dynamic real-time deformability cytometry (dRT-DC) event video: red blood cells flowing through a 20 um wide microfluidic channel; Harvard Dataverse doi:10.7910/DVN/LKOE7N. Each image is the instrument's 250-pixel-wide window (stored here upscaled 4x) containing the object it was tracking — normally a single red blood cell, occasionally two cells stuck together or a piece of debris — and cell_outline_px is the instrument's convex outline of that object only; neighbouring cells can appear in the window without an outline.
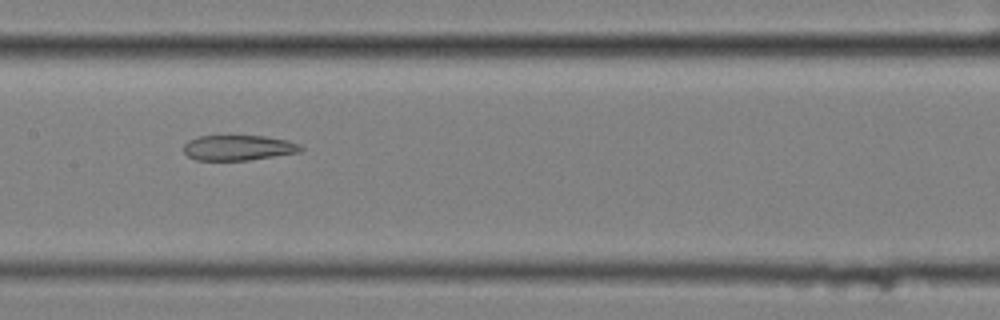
{"species": "common noctule bat (a hibernating species)", "species_latin": "Nyctalus noctula", "temperature_condition": "cold", "stored_images_in_passage": 11, "camera_frame_rate_fps": 3000, "um_per_image_px": 0.085, "animal": {"sex": "female", "body_mass_g": 25.1}, "frame": {"image": 1, "passage_image": 8, "time_ms": 2.333, "image_size_px": [1000, 320], "cell_outline_px": [[304, 148], [300, 152], [248, 160], [196, 160], [188, 156], [184, 152], [184, 144], [188, 140], [196, 136], [264, 136], [288, 140], [300, 144]], "centroid_in_image_um": [20.26, 12.55], "position_along_channel_um": 187.1, "area_um2": 17.28}}
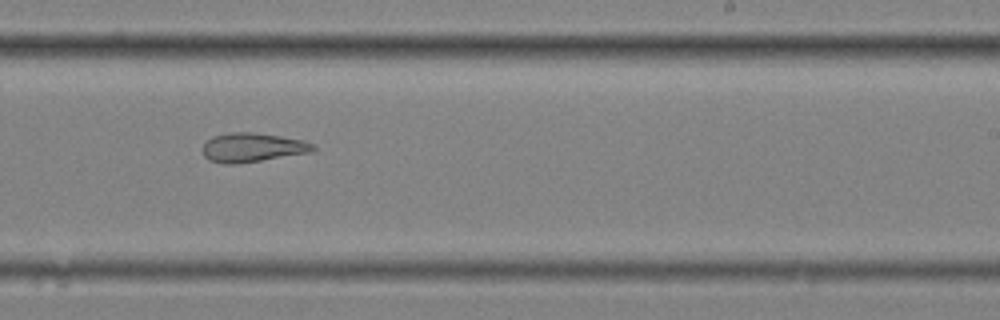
{"frame": {"image": 2, "passage_image": 10, "time_ms": 3.0, "image_size_px": [1000, 320], "cell_outline_px": [[316, 148], [312, 152], [236, 164], [224, 164], [208, 160], [204, 156], [204, 144], [212, 136], [228, 132], [252, 132], [280, 136], [304, 140], [316, 144]], "centroid_in_image_um": [21.48, 12.53], "position_along_channel_um": 267.5, "area_um2": 18.79}}
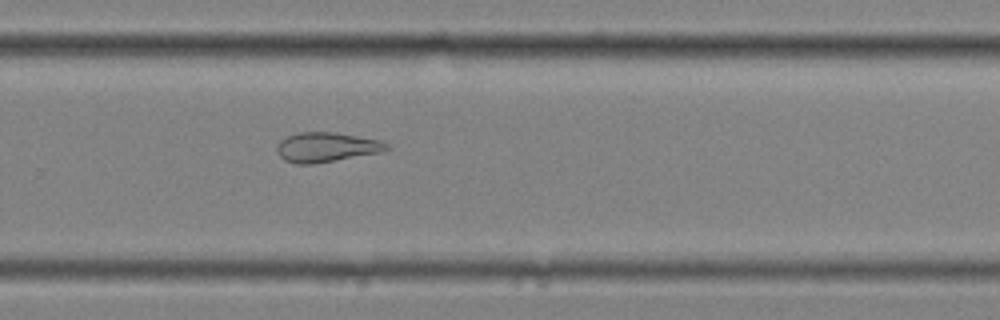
{"frame": {"image": 3, "passage_image": 11, "time_ms": 3.333, "image_size_px": [1000, 320], "cell_outline_px": [[392, 148], [384, 152], [312, 164], [296, 164], [284, 160], [276, 152], [276, 148], [280, 140], [288, 136], [300, 132], [332, 132], [380, 140], [388, 144]], "centroid_in_image_um": [27.76, 12.52], "position_along_channel_um": 302.0, "area_um2": 19.02}}